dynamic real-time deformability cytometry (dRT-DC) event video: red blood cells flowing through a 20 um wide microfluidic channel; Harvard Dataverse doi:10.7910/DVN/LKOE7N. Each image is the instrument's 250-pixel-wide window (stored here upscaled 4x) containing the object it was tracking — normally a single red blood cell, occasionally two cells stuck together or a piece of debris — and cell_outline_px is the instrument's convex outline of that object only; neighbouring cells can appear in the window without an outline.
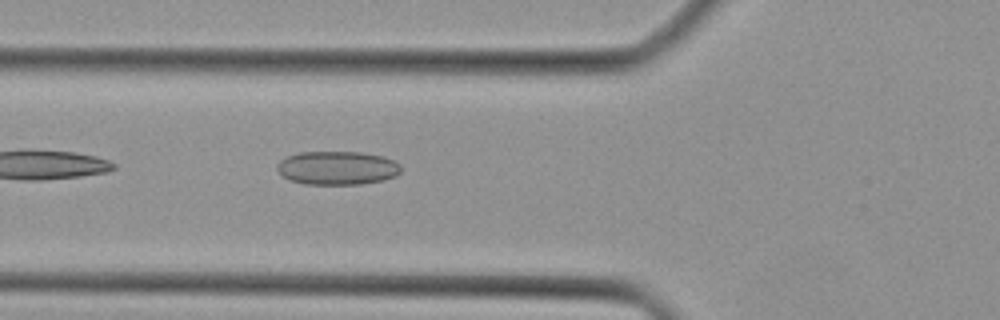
{"species": "Egyptian fruit bat (a non-hibernating species)", "species_latin": "Rousettus aegyptiacus", "temperature_condition": "cold", "stored_images_in_passage": 29, "camera_frame_rate_fps": 3000, "um_per_image_px": 0.085, "animal": {"sex": "female"}, "frame": {"image": 1, "passage_image": 4, "time_ms": 1.0, "image_size_px": [1000, 320], "cell_outline_px": [[400, 172], [396, 176], [384, 180], [360, 184], [304, 184], [292, 180], [284, 176], [276, 168], [276, 164], [280, 160], [288, 156], [300, 152], [360, 152], [384, 156], [400, 164]], "centroid_in_image_um": [28.69, 14.27], "position_along_channel_um": 97.1, "area_um2": 24.22}}
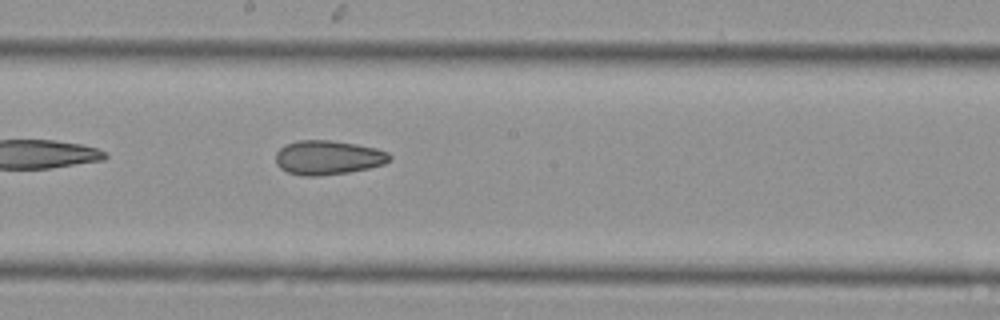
{"frame": {"image": 2, "passage_image": 12, "time_ms": 3.667, "image_size_px": [1000, 320], "cell_outline_px": [[392, 160], [384, 164], [368, 168], [348, 172], [316, 176], [304, 176], [288, 172], [280, 168], [276, 164], [276, 152], [284, 144], [296, 140], [332, 140], [356, 144], [376, 148], [388, 152], [392, 156]], "centroid_in_image_um": [27.88, 13.38], "position_along_channel_um": 220.3, "area_um2": 22.89}}
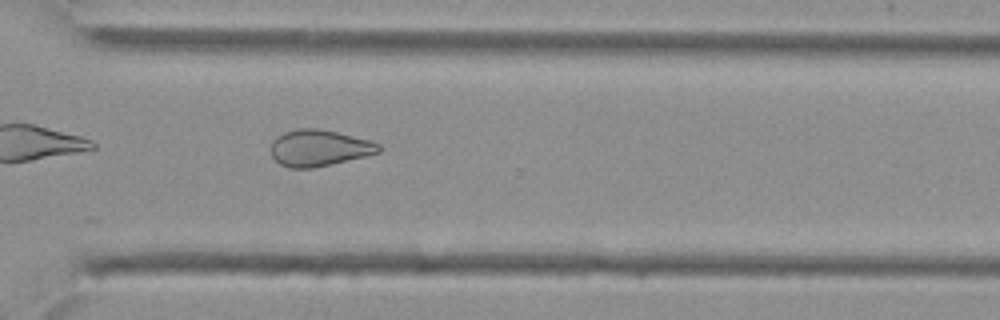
{"frame": {"image": 3, "passage_image": 20, "time_ms": 6.333, "image_size_px": [1000, 320], "cell_outline_px": [[380, 152], [364, 156], [312, 168], [288, 168], [280, 164], [272, 156], [272, 140], [276, 136], [284, 132], [300, 128], [316, 128], [336, 132], [368, 140], [380, 144]], "centroid_in_image_um": [27.08, 12.57], "position_along_channel_um": 343.5, "area_um2": 22.54}}